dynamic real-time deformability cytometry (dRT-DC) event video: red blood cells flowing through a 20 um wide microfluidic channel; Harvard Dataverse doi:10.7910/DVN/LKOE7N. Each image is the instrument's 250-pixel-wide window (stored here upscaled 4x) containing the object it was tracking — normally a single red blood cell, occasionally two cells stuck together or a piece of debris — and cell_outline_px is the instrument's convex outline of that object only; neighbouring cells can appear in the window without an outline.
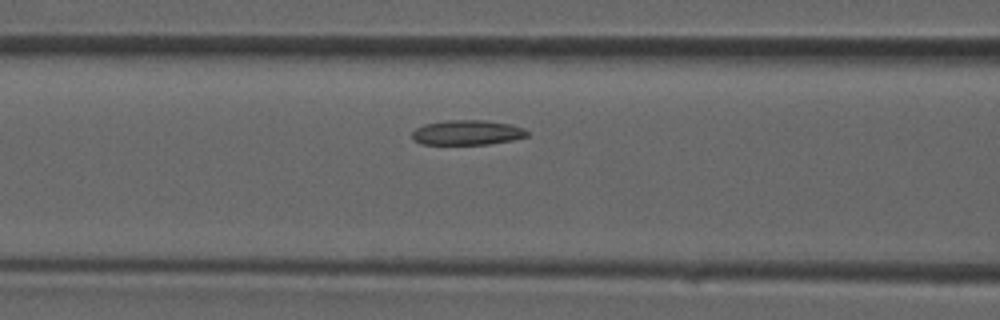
{"species": "common noctule bat (a hibernating species)", "species_latin": "Nyctalus noctula", "temperature_condition": "room temperature", "stored_images_in_passage": 15, "camera_frame_rate_fps": 3000, "um_per_image_px": 0.085, "animal": {"sex": "male", "forearm_length_mm": 52.5}, "frame": {"image": 1, "passage_image": 11, "time_ms": 3.333, "image_size_px": [1000, 320], "cell_outline_px": [[528, 136], [512, 140], [488, 144], [420, 144], [412, 136], [412, 132], [416, 128], [424, 124], [452, 120], [484, 120], [508, 124], [524, 128], [528, 132]], "centroid_in_image_um": [39.72, 11.27], "position_along_channel_um": 126.9, "area_um2": 16.47}}
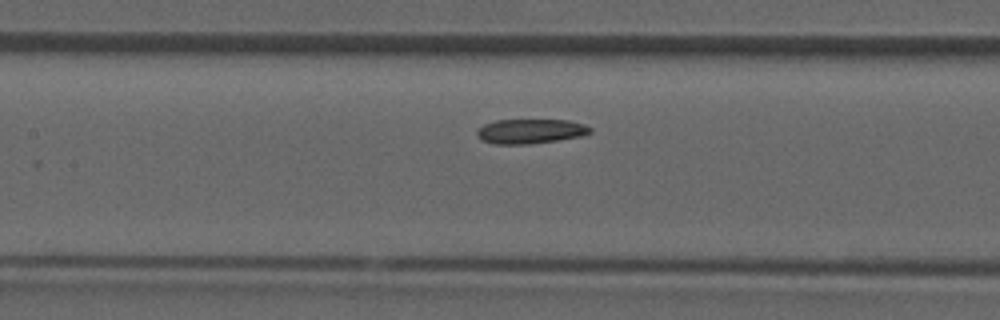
{"frame": {"image": 2, "passage_image": 13, "time_ms": 4.0, "image_size_px": [1000, 320], "cell_outline_px": [[592, 132], [580, 136], [556, 140], [528, 144], [496, 144], [484, 140], [476, 132], [484, 124], [496, 120], [568, 120], [584, 124], [592, 128]], "centroid_in_image_um": [45.12, 11.15], "position_along_channel_um": 162.3, "area_um2": 15.95}}